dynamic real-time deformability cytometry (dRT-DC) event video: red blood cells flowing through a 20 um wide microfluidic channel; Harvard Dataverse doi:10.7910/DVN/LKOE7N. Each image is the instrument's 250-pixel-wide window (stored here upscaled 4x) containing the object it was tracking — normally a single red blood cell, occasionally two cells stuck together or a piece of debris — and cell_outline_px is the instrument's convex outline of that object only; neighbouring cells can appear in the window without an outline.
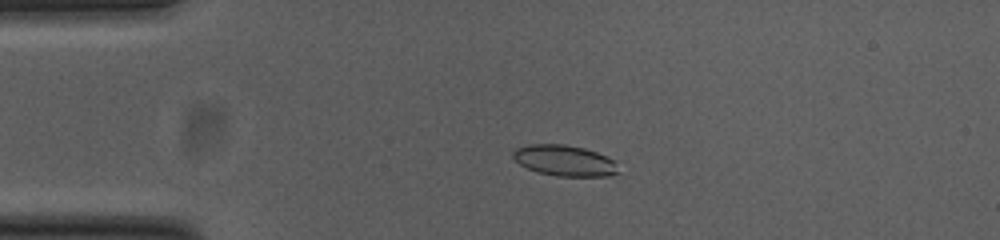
{"species": "common noctule bat (a hibernating species)", "species_latin": "Nyctalus noctula", "temperature_condition": "cold", "stored_images_in_passage": 43, "camera_frame_rate_fps": 3000, "um_per_image_px": 0.085, "animal": {"sex": "female", "body_mass_g": 23.0, "forearm_length_mm": 53.4}, "frame": {"image": 1, "passage_image": 1, "time_ms": 0.0, "image_size_px": [1000, 240], "cell_outline_px": [[616, 172], [608, 176], [556, 176], [536, 172], [520, 164], [512, 156], [512, 152], [516, 148], [528, 144], [564, 144], [584, 148], [596, 152], [612, 160]], "centroid_in_image_um": [47.89, 13.64], "position_along_channel_um": 37.1, "area_um2": 18.61}}
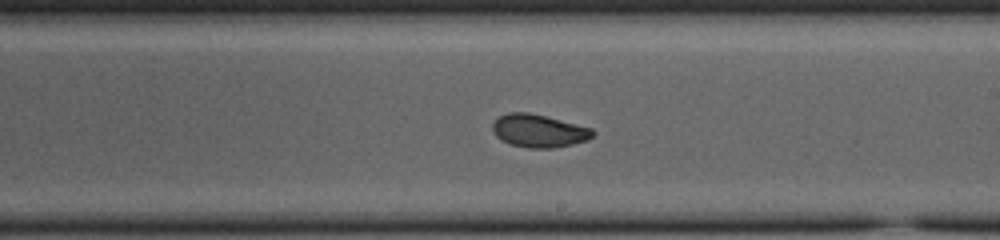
{"frame": {"image": 2, "passage_image": 20, "time_ms": 6.333, "image_size_px": [1000, 240], "cell_outline_px": [[596, 132], [588, 140], [572, 144], [552, 148], [528, 148], [512, 144], [500, 140], [492, 132], [492, 124], [500, 116], [508, 112], [528, 112], [592, 128]], "centroid_in_image_um": [45.78, 11.12], "position_along_channel_um": 243.2, "area_um2": 19.13}}
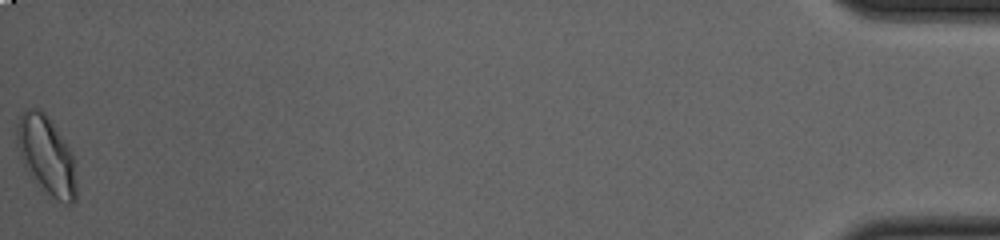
{"frame": {"image": 3, "passage_image": 43, "time_ms": 14.0, "image_size_px": [1000, 240], "cell_outline_px": [[76, 200], [72, 204], [64, 204], [52, 196], [40, 184], [20, 156], [16, 144], [16, 128], [20, 116], [28, 108], [40, 108], [48, 116], [72, 152], [76, 184]], "centroid_in_image_um": [3.97, 13.16], "position_along_channel_um": 431.2, "area_um2": 26.41}, "authors_computed_cell_mechanics": {"area_um2": 19.5364, "velocity_mm_per_s": 3.7819, "shape_relaxation_time_tau1_ms": 9.7877, "shape_relaxation_time_tau2_ms": 1.9922, "deformation_change_tau1": 0.2235, "deformation_change_tau2": 0.0577}}